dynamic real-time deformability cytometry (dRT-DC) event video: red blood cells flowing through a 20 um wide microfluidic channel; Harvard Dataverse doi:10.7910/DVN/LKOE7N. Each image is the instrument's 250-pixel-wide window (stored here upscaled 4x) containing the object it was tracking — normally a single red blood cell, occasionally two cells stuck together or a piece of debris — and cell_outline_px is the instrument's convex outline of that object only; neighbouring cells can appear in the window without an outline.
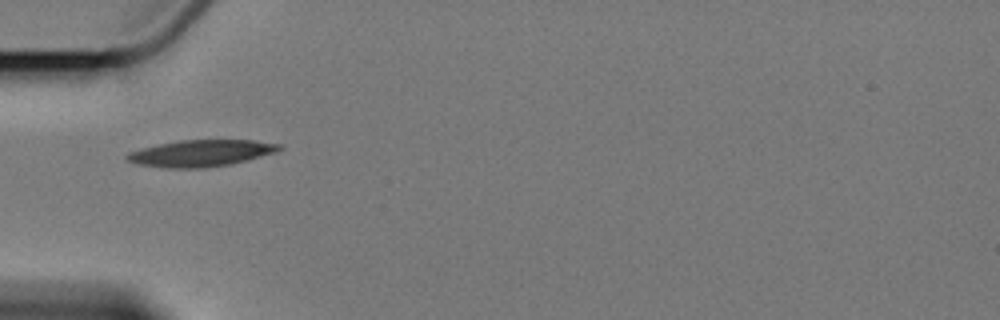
{"species": "Egyptian fruit bat (a non-hibernating species)", "species_latin": "Rousettus aegyptiacus", "temperature_condition": "cold", "stored_images_in_passage": 6, "camera_frame_rate_fps": 3000, "um_per_image_px": 0.085, "animal": {"sex": "female"}, "frame": {"image": 1, "passage_image": 1, "time_ms": 0.0, "image_size_px": [1000, 320], "cell_outline_px": [[284, 148], [276, 152], [248, 160], [232, 164], [204, 168], [168, 168], [140, 164], [124, 160], [124, 156], [128, 152], [140, 148], [180, 140], [252, 140], [280, 144]], "centroid_in_image_um": [17.08, 13.02], "position_along_channel_um": 67.9, "area_um2": 23.7}}
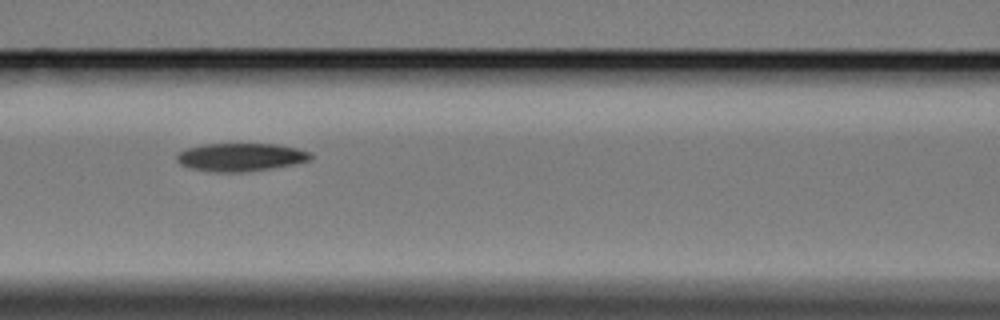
{"frame": {"image": 2, "passage_image": 3, "time_ms": 2.333, "image_size_px": [1000, 320], "cell_outline_px": [[312, 160], [296, 164], [248, 172], [212, 172], [192, 168], [180, 164], [176, 160], [176, 156], [184, 148], [200, 144], [276, 144], [296, 148], [312, 152]], "centroid_in_image_um": [20.47, 13.36], "position_along_channel_um": 146.1, "area_um2": 22.2}}
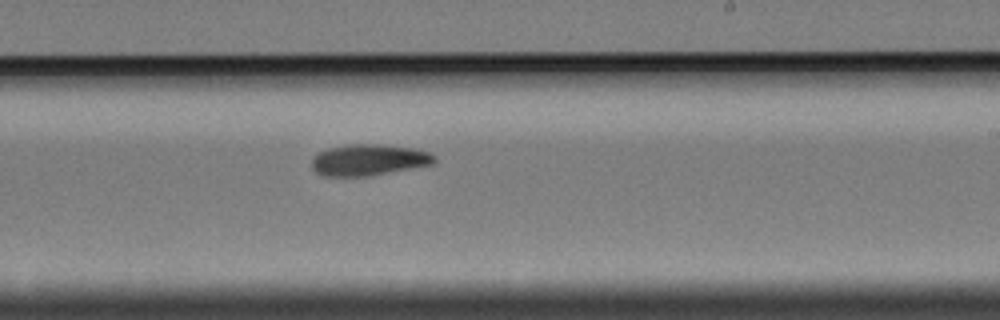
{"frame": {"image": 3, "passage_image": 6, "time_ms": 5.667, "image_size_px": [1000, 320], "cell_outline_px": [[436, 164], [368, 176], [320, 176], [312, 168], [312, 156], [328, 148], [348, 144], [380, 144], [416, 148], [428, 152], [436, 156]], "centroid_in_image_um": [31.36, 13.59], "position_along_channel_um": 257.6, "area_um2": 22.66}}